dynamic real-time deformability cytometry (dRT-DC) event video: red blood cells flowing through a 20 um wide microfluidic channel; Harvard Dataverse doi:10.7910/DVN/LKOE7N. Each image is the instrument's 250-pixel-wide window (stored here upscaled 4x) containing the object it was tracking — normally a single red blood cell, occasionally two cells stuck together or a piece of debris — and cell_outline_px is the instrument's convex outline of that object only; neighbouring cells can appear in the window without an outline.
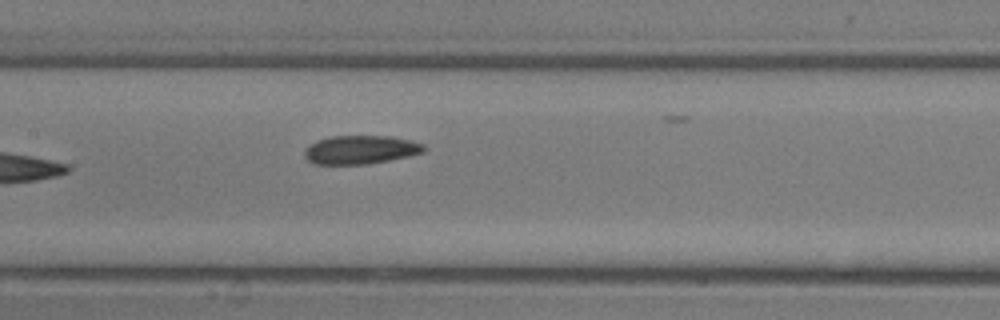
{"species": "common noctule bat (a hibernating species)", "species_latin": "Nyctalus noctula", "temperature_condition": "room temperature", "stored_images_in_passage": 14, "camera_frame_rate_fps": 3000, "um_per_image_px": 0.085, "animal": {"sex": "male", "body_mass_g": 13.3}, "frame": {"image": 1, "passage_image": 14, "time_ms": 4.333, "image_size_px": [1000, 320], "cell_outline_px": [[428, 148], [424, 152], [408, 156], [368, 164], [312, 164], [304, 156], [304, 148], [308, 144], [316, 140], [332, 136], [392, 136], [412, 140], [424, 144]], "centroid_in_image_um": [30.64, 12.72], "position_along_channel_um": 176.8, "area_um2": 20.17}}